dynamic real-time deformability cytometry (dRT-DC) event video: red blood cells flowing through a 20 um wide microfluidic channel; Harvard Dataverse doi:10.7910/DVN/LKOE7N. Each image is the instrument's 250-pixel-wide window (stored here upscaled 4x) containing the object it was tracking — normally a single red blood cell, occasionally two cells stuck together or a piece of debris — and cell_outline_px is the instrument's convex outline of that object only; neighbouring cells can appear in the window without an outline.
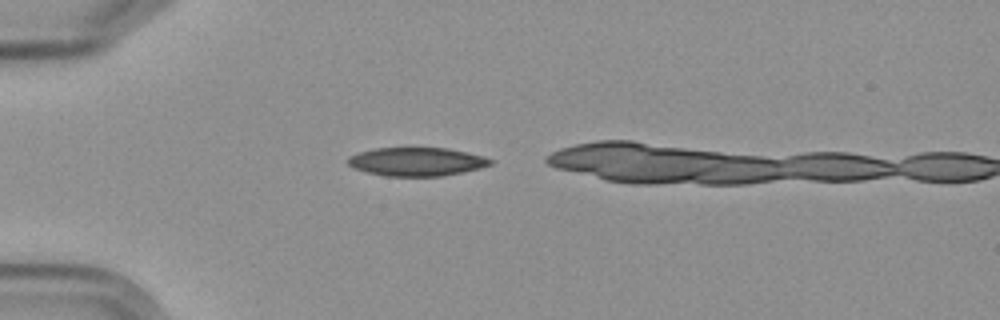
{"species": "Egyptian fruit bat (a non-hibernating species)", "species_latin": "Rousettus aegyptiacus", "temperature_condition": "cold", "stored_images_in_passage": 4, "camera_frame_rate_fps": 3000, "um_per_image_px": 0.085, "frame": {"image": 1, "passage_image": 1, "time_ms": 0.0, "image_size_px": [1000, 320], "cell_outline_px": [[492, 164], [480, 168], [464, 172], [440, 176], [384, 176], [352, 168], [348, 164], [348, 156], [360, 152], [376, 148], [448, 148], [468, 152], [484, 156], [492, 160]], "centroid_in_image_um": [35.42, 13.74], "position_along_channel_um": 49.6, "area_um2": 23.7}}
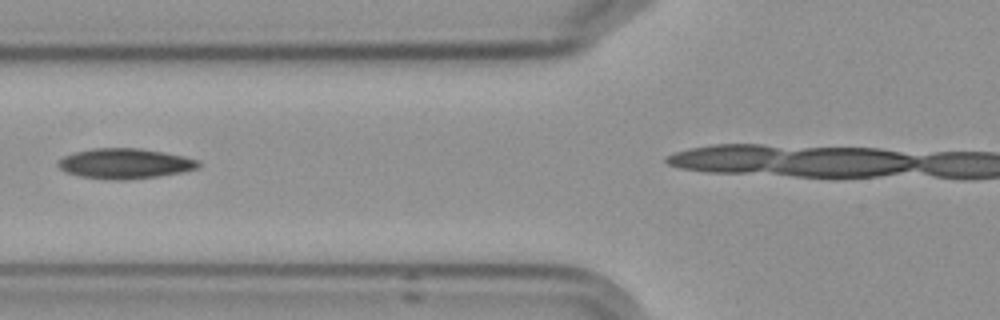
{"frame": {"image": 2, "passage_image": 3, "time_ms": 2.333, "image_size_px": [1000, 320], "cell_outline_px": [[200, 168], [160, 176], [128, 180], [116, 180], [80, 176], [64, 172], [56, 164], [64, 156], [76, 152], [92, 148], [140, 148], [164, 152], [184, 156], [200, 160]], "centroid_in_image_um": [10.65, 13.9], "position_along_channel_um": 115.2, "area_um2": 24.8}}